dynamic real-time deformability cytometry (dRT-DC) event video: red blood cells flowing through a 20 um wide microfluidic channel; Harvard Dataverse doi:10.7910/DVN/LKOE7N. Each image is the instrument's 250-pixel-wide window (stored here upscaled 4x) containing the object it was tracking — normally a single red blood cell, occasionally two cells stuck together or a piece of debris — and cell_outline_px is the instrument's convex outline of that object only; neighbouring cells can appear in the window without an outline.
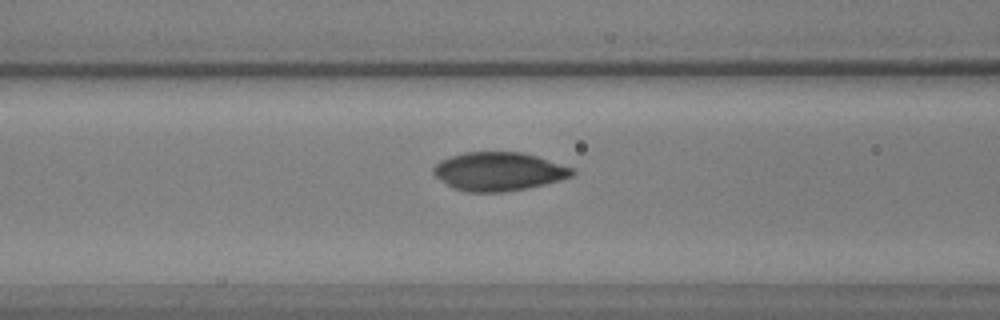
{"species": "common noctule bat (a hibernating species)", "species_latin": "Nyctalus noctula", "temperature_condition": "warm", "stored_images_in_passage": 41, "camera_frame_rate_fps": 3000, "um_per_image_px": 0.085, "animal": {"sex": "male", "body_mass_g": 17.9, "forearm_length_mm": 54.2}, "frame": {"image": 1, "passage_image": 13, "time_ms": 4.0, "image_size_px": [1000, 320], "cell_outline_px": [[576, 172], [572, 176], [544, 184], [504, 192], [468, 192], [452, 188], [436, 176], [432, 172], [432, 168], [440, 160], [464, 152], [520, 152], [536, 156], [576, 168]], "centroid_in_image_um": [42.39, 14.57], "position_along_channel_um": 124.2, "area_um2": 31.1}}
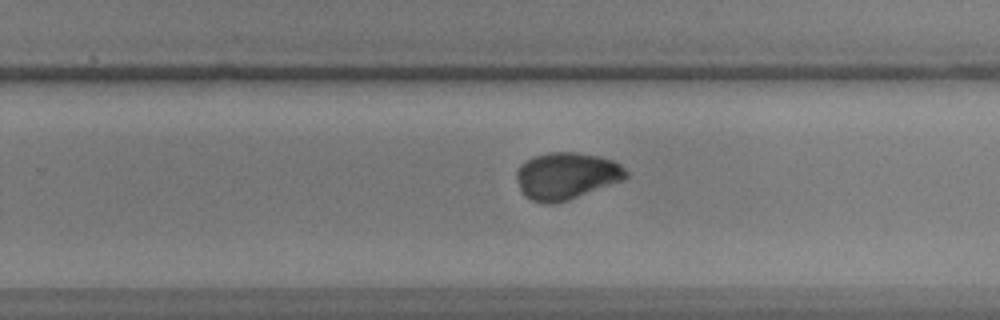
{"frame": {"image": 2, "passage_image": 25, "time_ms": 8.0, "image_size_px": [1000, 320], "cell_outline_px": [[628, 176], [624, 180], [568, 200], [552, 204], [544, 204], [532, 200], [524, 196], [520, 192], [516, 180], [516, 172], [520, 164], [524, 160], [532, 156], [548, 152], [576, 152], [600, 156], [612, 160], [620, 164], [628, 172]], "centroid_in_image_um": [48.11, 14.94], "position_along_channel_um": 281.7, "area_um2": 30.4}}
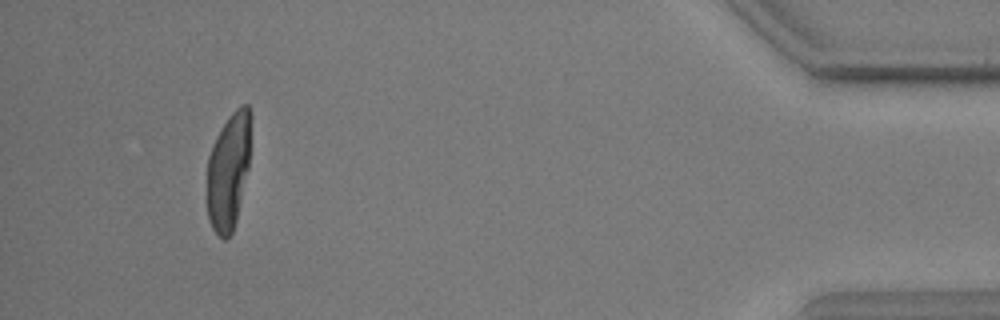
{"frame": {"image": 3, "passage_image": 40, "time_ms": 13.0, "image_size_px": [1000, 320], "cell_outline_px": [[252, 116], [248, 168], [236, 220], [232, 232], [228, 240], [224, 240], [212, 228], [208, 220], [208, 156], [216, 136], [228, 116], [240, 104], [248, 104], [252, 112]], "centroid_in_image_um": [19.45, 14.47], "position_along_channel_um": 415.8, "area_um2": 29.94}}